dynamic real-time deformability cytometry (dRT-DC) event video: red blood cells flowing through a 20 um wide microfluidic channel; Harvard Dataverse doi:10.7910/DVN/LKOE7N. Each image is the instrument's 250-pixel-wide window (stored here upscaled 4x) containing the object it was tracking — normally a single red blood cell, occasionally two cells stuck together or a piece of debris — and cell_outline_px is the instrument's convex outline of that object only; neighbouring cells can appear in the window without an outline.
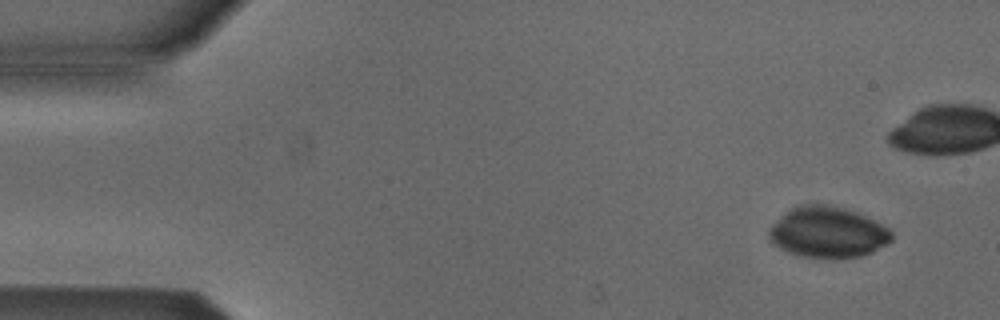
{"species": "Egyptian fruit bat (a non-hibernating species)", "species_latin": "Rousettus aegyptiacus", "temperature_condition": "cold", "stored_images_in_passage": 5, "camera_frame_rate_fps": 3000, "um_per_image_px": 0.085, "animal": {"sex": "male"}, "frame": {"image": 1, "passage_image": 1, "time_ms": 0.0, "image_size_px": [1000, 320], "cell_outline_px": [[892, 240], [888, 244], [872, 252], [860, 256], [836, 260], [828, 260], [796, 256], [772, 244], [768, 240], [768, 228], [776, 220], [792, 208], [800, 204], [832, 204], [856, 212], [888, 228], [892, 232]], "centroid_in_image_um": [70.32, 19.78], "position_along_channel_um": 14.7, "area_um2": 37.11}}